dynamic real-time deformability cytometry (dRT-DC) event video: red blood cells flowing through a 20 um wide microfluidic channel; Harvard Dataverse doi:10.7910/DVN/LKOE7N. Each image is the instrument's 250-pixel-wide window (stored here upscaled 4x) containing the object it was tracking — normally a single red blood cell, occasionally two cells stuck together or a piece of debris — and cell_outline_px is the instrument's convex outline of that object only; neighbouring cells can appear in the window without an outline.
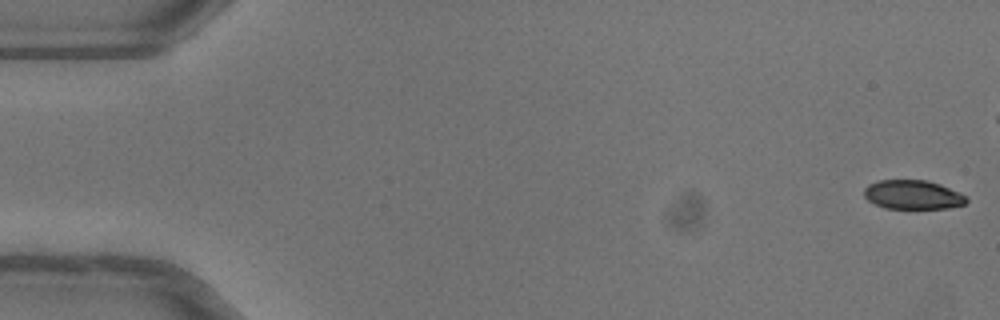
{"species": "common noctule bat (a hibernating species)", "species_latin": "Nyctalus noctula", "temperature_condition": "warm", "stored_images_in_passage": 11, "camera_frame_rate_fps": 3000, "um_per_image_px": 0.085, "animal": {"sex": "female"}, "frame": {"image": 1, "passage_image": 1, "time_ms": 0.0, "image_size_px": [1000, 320], "cell_outline_px": [[968, 200], [964, 204], [948, 208], [884, 208], [868, 200], [864, 196], [864, 188], [868, 184], [876, 180], [924, 180], [940, 184], [964, 196]], "centroid_in_image_um": [77.53, 16.54], "position_along_channel_um": 7.5, "area_um2": 17.11}}